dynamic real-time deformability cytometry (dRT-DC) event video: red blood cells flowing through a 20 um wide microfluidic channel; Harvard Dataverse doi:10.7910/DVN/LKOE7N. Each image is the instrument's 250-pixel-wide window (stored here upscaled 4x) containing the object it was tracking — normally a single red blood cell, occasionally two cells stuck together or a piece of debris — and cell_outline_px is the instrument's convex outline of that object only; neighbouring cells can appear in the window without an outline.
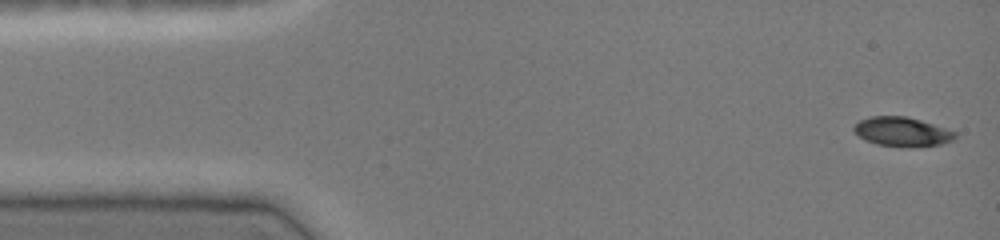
{"species": "common noctule bat (a hibernating species)", "species_latin": "Nyctalus noctula", "temperature_condition": "cold", "stored_images_in_passage": 46, "camera_frame_rate_fps": 3000, "um_per_image_px": 0.085, "animal": {"sex": "female", "body_mass_g": 19.0, "forearm_length_mm": 51.5}, "frame": {"image": 1, "passage_image": 1, "time_ms": 0.0, "image_size_px": [1000, 240], "cell_outline_px": [[956, 136], [952, 140], [940, 144], [912, 148], [908, 148], [876, 144], [860, 136], [852, 128], [860, 120], [872, 116], [904, 116], [920, 120], [956, 132]], "centroid_in_image_um": [76.69, 11.21], "position_along_channel_um": 8.3, "area_um2": 17.05}}
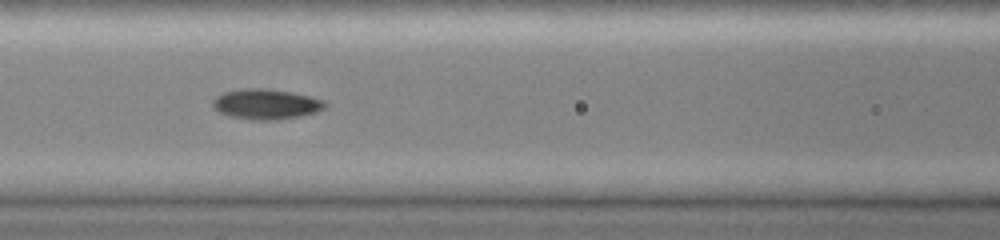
{"frame": {"image": 2, "passage_image": 19, "time_ms": 6.0, "image_size_px": [1000, 240], "cell_outline_px": [[328, 104], [324, 108], [316, 112], [300, 116], [276, 120], [256, 120], [232, 116], [220, 112], [212, 104], [212, 100], [216, 96], [224, 92], [244, 88], [264, 88], [292, 92], [324, 100]], "centroid_in_image_um": [22.63, 8.84], "position_along_channel_um": 144.0, "area_um2": 19.65}}
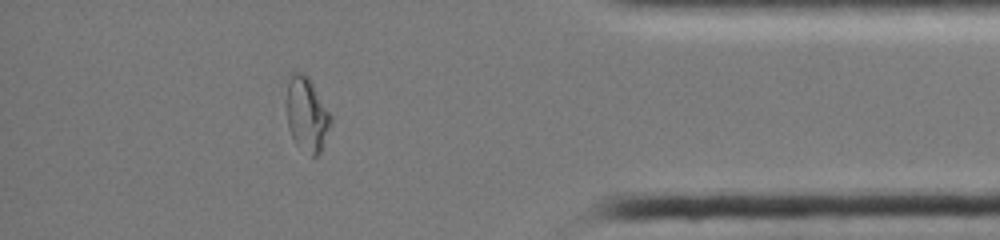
{"frame": {"image": 3, "passage_image": 40, "time_ms": 13.0, "image_size_px": [1000, 240], "cell_outline_px": [[332, 120], [320, 152], [316, 156], [312, 156], [296, 144], [288, 128], [288, 72], [304, 72], [308, 76], [332, 116]], "centroid_in_image_um": [26.08, 9.68], "position_along_channel_um": 409.1, "area_um2": 18.84}, "authors_computed_cell_mechanics": {"area_um2": 18.207, "velocity_mm_per_s": 4.0859, "shape_relaxation_time_tau1_ms": null, "shape_relaxation_time_tau2_ms": 1.8586, "deformation_change_tau1": null, "deformation_change_tau2": 0.0509}}